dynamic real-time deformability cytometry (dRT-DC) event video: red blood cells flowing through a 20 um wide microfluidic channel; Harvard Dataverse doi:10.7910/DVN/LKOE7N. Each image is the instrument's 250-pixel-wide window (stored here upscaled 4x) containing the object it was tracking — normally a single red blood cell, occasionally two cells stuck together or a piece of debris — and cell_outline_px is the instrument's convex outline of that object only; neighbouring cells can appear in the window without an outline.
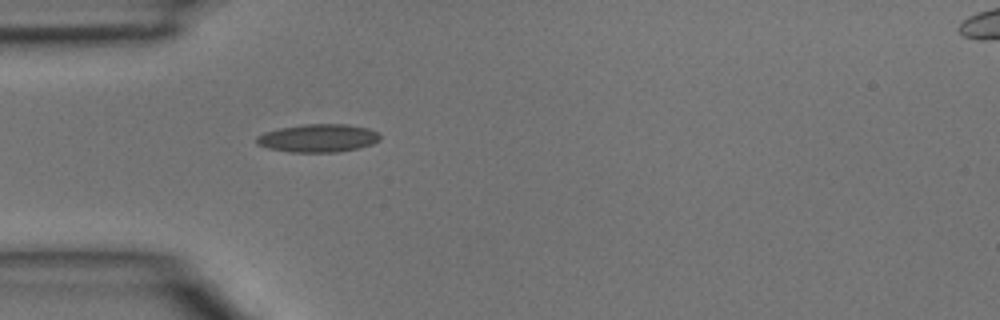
{"species": "common noctule bat (a hibernating species)", "species_latin": "Nyctalus noctula", "temperature_condition": "room temperature", "stored_images_in_passage": 28, "camera_frame_rate_fps": 3000, "um_per_image_px": 0.085, "animal": {"sex": "male", "body_mass_g": 15.6}, "frame": {"image": 1, "passage_image": 1, "time_ms": 0.0, "image_size_px": [1000, 320], "cell_outline_px": [[380, 140], [372, 144], [356, 148], [336, 152], [288, 152], [268, 148], [256, 144], [256, 136], [264, 132], [280, 128], [304, 124], [348, 124], [368, 128], [376, 132], [380, 136]], "centroid_in_image_um": [27.01, 11.74], "position_along_channel_um": 58.0, "area_um2": 20.17}}
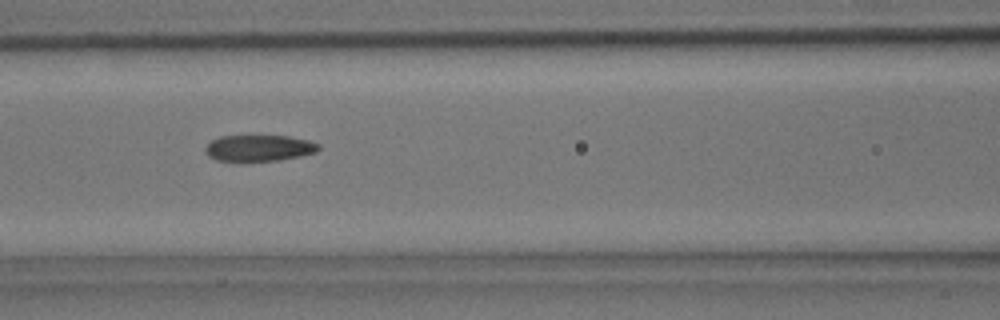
{"frame": {"image": 2, "passage_image": 7, "time_ms": 2.0, "image_size_px": [1000, 320], "cell_outline_px": [[320, 148], [316, 152], [300, 156], [276, 160], [216, 160], [208, 156], [204, 148], [212, 140], [220, 136], [288, 136], [308, 140], [320, 144]], "centroid_in_image_um": [22.03, 12.57], "position_along_channel_um": 144.6, "area_um2": 17.05}}